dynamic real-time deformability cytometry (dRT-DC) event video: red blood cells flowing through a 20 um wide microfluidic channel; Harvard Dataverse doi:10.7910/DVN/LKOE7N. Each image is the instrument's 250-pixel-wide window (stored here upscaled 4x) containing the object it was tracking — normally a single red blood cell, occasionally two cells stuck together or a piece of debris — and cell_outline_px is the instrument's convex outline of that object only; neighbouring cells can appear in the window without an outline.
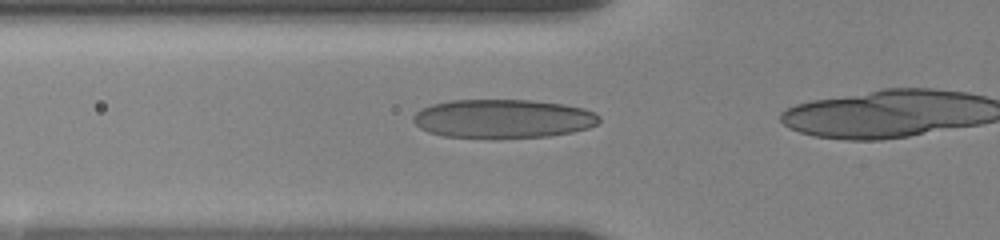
{"species": "human", "species_latin": "Homo sapiens", "temperature_condition": "room temperature", "stored_images_in_passage": 28, "camera_frame_rate_fps": 3000, "um_per_image_px": 0.085, "donor": {"sex": "female"}, "frame": {"image": 1, "passage_image": 14, "time_ms": 5.0, "image_size_px": [1000, 240], "cell_outline_px": [[600, 120], [596, 124], [588, 128], [572, 132], [548, 136], [496, 140], [444, 136], [428, 132], [420, 128], [412, 120], [412, 116], [420, 108], [432, 104], [452, 100], [528, 100], [564, 104], [584, 108], [596, 112], [600, 116]], "centroid_in_image_um": [42.74, 10.11], "position_along_channel_um": 83.1, "area_um2": 42.95}}
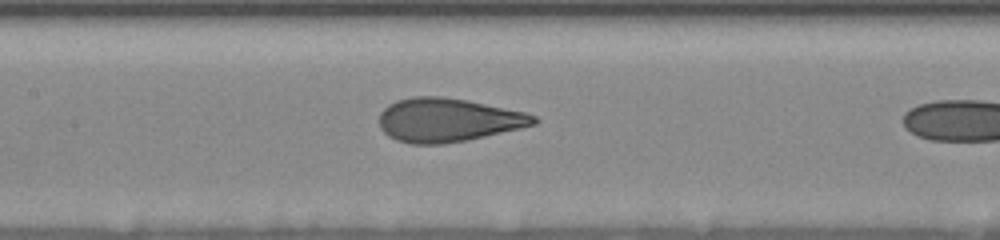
{"frame": {"image": 2, "passage_image": 22, "time_ms": 7.333, "image_size_px": [1000, 240], "cell_outline_px": [[540, 120], [536, 124], [520, 128], [468, 140], [444, 144], [412, 144], [396, 140], [388, 136], [380, 128], [380, 112], [388, 104], [396, 100], [412, 96], [440, 96], [468, 100], [524, 112], [536, 116]], "centroid_in_image_um": [38.05, 10.2], "position_along_channel_um": 169.3, "area_um2": 39.48}}
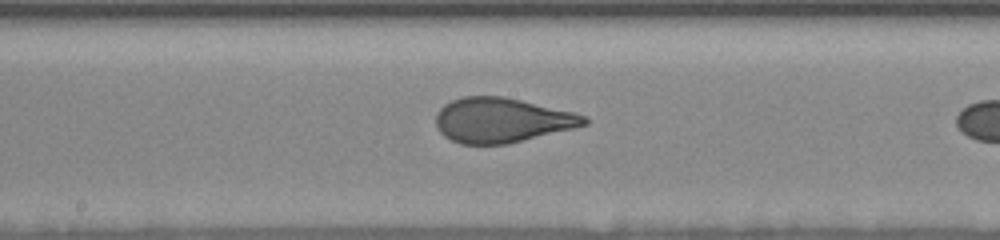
{"frame": {"image": 3, "passage_image": 26, "time_ms": 8.333, "image_size_px": [1000, 240], "cell_outline_px": [[588, 124], [508, 144], [460, 144], [444, 136], [436, 128], [436, 112], [444, 104], [452, 100], [464, 96], [504, 96], [572, 112], [584, 116], [588, 120]], "centroid_in_image_um": [42.59, 10.21], "position_along_channel_um": 205.6, "area_um2": 38.44}}